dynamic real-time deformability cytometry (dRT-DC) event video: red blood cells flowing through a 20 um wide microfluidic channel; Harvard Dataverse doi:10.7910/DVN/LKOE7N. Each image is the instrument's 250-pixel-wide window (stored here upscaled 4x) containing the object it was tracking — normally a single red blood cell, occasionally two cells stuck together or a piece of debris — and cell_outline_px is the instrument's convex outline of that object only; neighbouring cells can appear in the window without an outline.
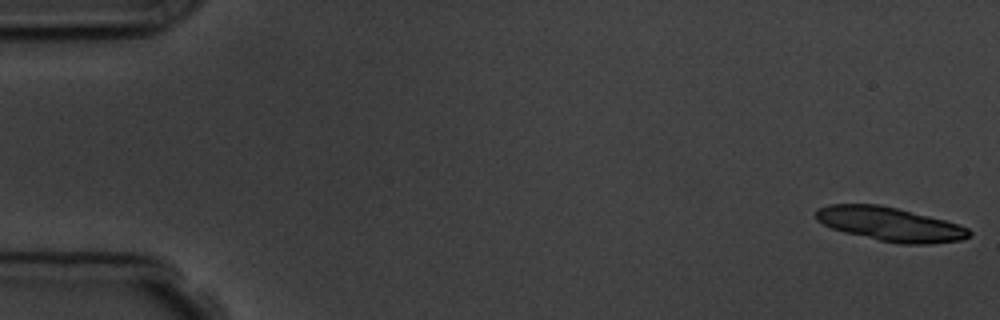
{"species": "common noctule bat (a hibernating species)", "species_latin": "Nyctalus noctula", "temperature_condition": "room temperature", "stored_images_in_passage": 8, "camera_frame_rate_fps": 3000, "um_per_image_px": 0.085, "animal": {"sex": "male", "body_mass_g": 19.5, "forearm_length_mm": 54.6}, "frame": {"image": 1, "passage_image": 1, "time_ms": 0.0, "image_size_px": [1000, 320], "cell_outline_px": [[972, 232], [968, 236], [960, 240], [928, 244], [900, 244], [880, 240], [844, 232], [832, 228], [816, 220], [816, 212], [820, 208], [828, 204], [880, 204], [960, 224], [968, 228]], "centroid_in_image_um": [75.66, 19.05], "position_along_channel_um": 9.3, "area_um2": 30.0}}
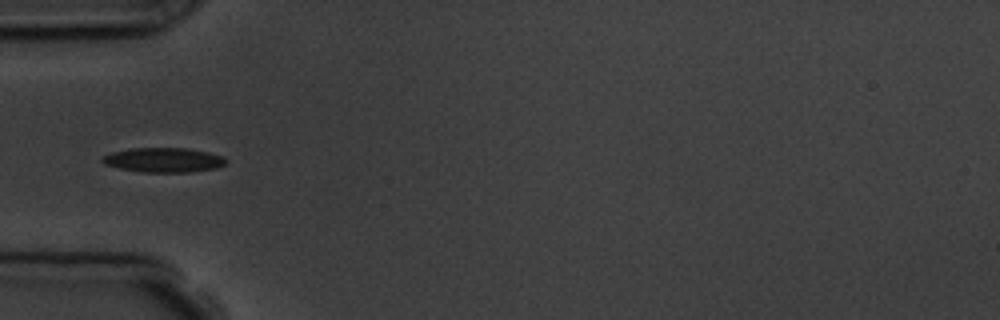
{"frame": {"image": 2, "passage_image": 5, "time_ms": 5.667, "image_size_px": [1000, 320], "cell_outline_px": [[228, 160], [224, 164], [216, 168], [192, 172], [144, 172], [120, 168], [104, 164], [100, 160], [100, 156], [112, 152], [128, 148], [184, 148], [208, 152], [224, 156]], "centroid_in_image_um": [13.89, 13.59], "position_along_channel_um": 71.1, "area_um2": 17.8}}